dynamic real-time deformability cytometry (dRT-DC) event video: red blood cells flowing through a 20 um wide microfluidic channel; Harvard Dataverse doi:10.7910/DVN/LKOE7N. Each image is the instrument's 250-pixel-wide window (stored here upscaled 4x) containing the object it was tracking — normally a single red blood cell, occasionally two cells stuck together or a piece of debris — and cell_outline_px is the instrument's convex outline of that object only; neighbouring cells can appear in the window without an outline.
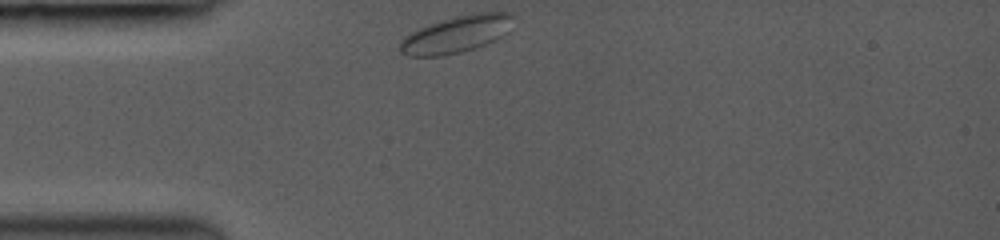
{"species": "common noctule bat (a hibernating species)", "species_latin": "Nyctalus noctula", "temperature_condition": "room temperature", "stored_images_in_passage": 75, "camera_frame_rate_fps": 3000, "um_per_image_px": 0.085, "animal": {"sex": "female", "body_mass_g": 19.0, "forearm_length_mm": 53.3}, "frame": {"image": 1, "passage_image": 1, "time_ms": 0.0, "image_size_px": [1000, 240], "cell_outline_px": [[512, 16], [508, 32], [496, 40], [476, 48], [460, 52], [440, 56], [408, 56], [400, 52], [396, 48], [400, 40], [408, 32], [428, 24], [456, 16], [476, 12], [512, 12]], "centroid_in_image_um": [38.73, 2.92], "position_along_channel_um": 46.3, "area_um2": 24.68}}
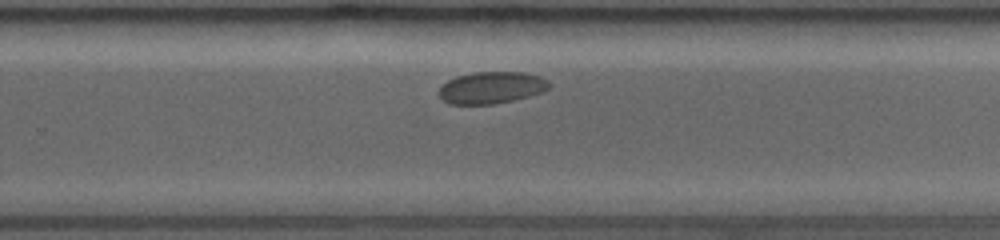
{"frame": {"image": 2, "passage_image": 54, "time_ms": 7.0, "image_size_px": [1000, 240], "cell_outline_px": [[552, 84], [544, 92], [512, 100], [492, 104], [448, 104], [440, 96], [440, 88], [448, 80], [456, 76], [476, 72], [524, 72], [540, 76], [548, 80]], "centroid_in_image_um": [41.81, 7.44], "position_along_channel_um": 288.0, "area_um2": 20.4}}
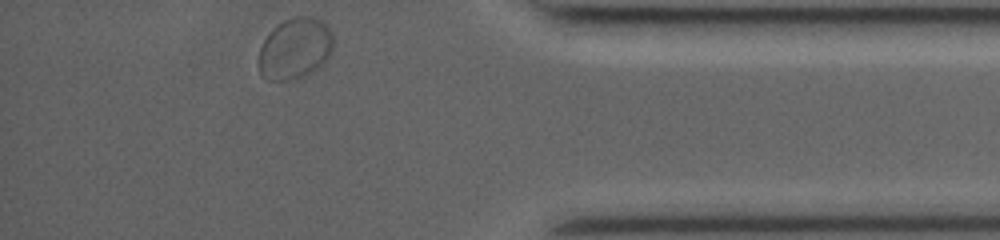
{"frame": {"image": 3, "passage_image": 74, "time_ms": 10.667, "image_size_px": [1000, 240], "cell_outline_px": [[332, 52], [328, 60], [320, 68], [304, 76], [288, 80], [268, 80], [260, 72], [260, 48], [264, 40], [272, 28], [284, 20], [292, 16], [312, 16], [324, 20], [328, 24], [332, 32]], "centroid_in_image_um": [25.13, 4.1], "position_along_channel_um": 410.1, "area_um2": 26.93}, "authors_computed_cell_mechanics": {"area_um2": 21.6172, "velocity_mm_per_s": 3.7142, "shape_relaxation_time_tau1_ms": 5.4699, "shape_relaxation_time_tau2_ms": null, "deformation_change_tau1": 0.0605, "deformation_change_tau2": null}}